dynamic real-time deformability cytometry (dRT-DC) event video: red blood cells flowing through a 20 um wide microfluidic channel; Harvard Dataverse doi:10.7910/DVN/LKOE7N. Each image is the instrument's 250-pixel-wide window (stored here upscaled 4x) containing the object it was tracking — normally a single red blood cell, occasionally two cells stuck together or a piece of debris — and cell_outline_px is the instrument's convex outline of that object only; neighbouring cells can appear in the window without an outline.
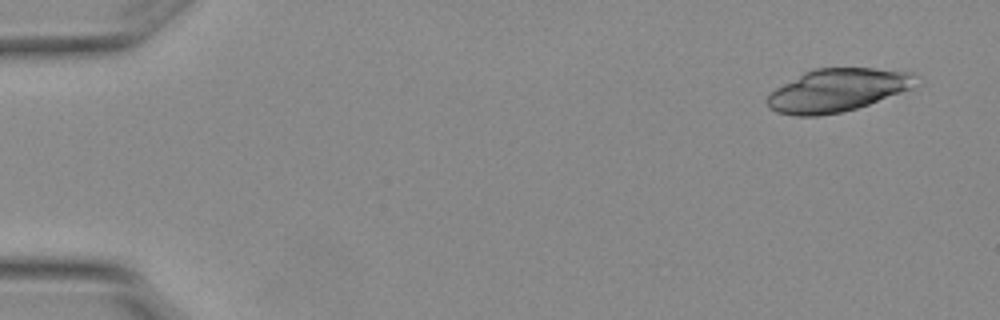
{"species": "Egyptian fruit bat (a non-hibernating species)", "species_latin": "Rousettus aegyptiacus", "temperature_condition": "warm", "stored_images_in_passage": 4, "camera_frame_rate_fps": 3000, "um_per_image_px": 0.085, "animal": {"sex": "female"}, "frame": {"image": 1, "passage_image": 1, "time_ms": 0.0, "image_size_px": [1000, 320], "cell_outline_px": [[912, 76], [908, 88], [900, 92], [868, 104], [856, 108], [840, 112], [816, 116], [800, 116], [776, 112], [768, 104], [768, 92], [804, 72], [812, 68], [872, 68], [912, 72]], "centroid_in_image_um": [71.06, 7.66], "position_along_channel_um": 13.9, "area_um2": 36.24}}